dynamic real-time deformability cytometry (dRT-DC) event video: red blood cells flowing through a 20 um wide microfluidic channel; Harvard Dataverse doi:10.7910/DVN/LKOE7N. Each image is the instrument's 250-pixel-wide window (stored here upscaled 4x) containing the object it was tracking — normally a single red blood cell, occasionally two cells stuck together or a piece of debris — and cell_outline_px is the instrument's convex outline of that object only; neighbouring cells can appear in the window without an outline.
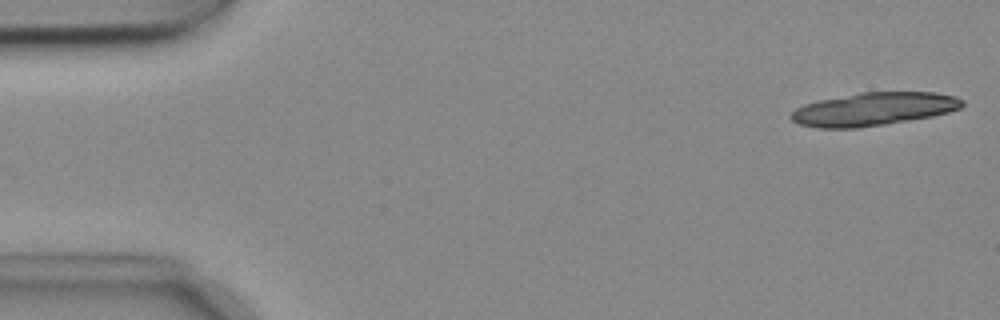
{"species": "common noctule bat (a hibernating species)", "species_latin": "Nyctalus noctula", "temperature_condition": "cold", "stored_images_in_passage": 11, "camera_frame_rate_fps": 3000, "um_per_image_px": 0.085, "animal": {"sex": "female", "body_mass_g": 18.4}, "frame": {"image": 1, "passage_image": 1, "time_ms": 0.0, "image_size_px": [1000, 320], "cell_outline_px": [[964, 104], [960, 108], [948, 112], [932, 116], [884, 124], [856, 128], [820, 128], [800, 124], [792, 120], [788, 116], [796, 108], [804, 104], [816, 100], [860, 92], [936, 92], [956, 96], [964, 100]], "centroid_in_image_um": [74.25, 9.26], "position_along_channel_um": 10.8, "area_um2": 33.12}}